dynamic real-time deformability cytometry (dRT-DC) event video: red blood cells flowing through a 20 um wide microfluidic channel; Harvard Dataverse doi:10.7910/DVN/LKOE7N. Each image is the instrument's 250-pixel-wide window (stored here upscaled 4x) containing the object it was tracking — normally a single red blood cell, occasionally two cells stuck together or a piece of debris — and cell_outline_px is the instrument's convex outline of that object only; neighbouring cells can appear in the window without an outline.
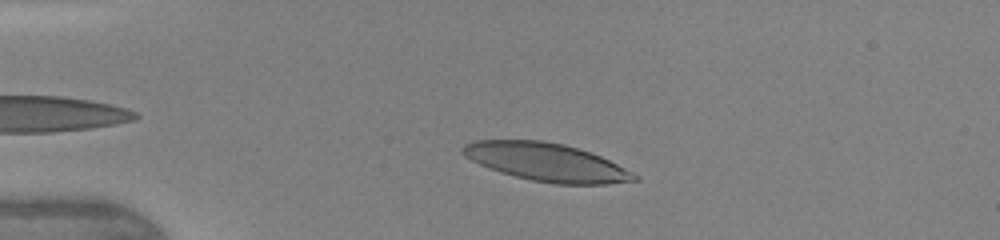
{"species": "human", "species_latin": "Homo sapiens", "temperature_condition": "warm", "stored_images_in_passage": 38, "camera_frame_rate_fps": 3000, "um_per_image_px": 0.085, "donor": {"sex": "female"}, "frame": {"image": 1, "passage_image": 7, "time_ms": 2.0, "image_size_px": [1000, 240], "cell_outline_px": [[640, 180], [608, 184], [552, 184], [532, 180], [500, 172], [488, 168], [464, 156], [460, 152], [460, 148], [464, 144], [472, 140], [540, 140], [564, 144], [600, 156], [640, 176]], "centroid_in_image_um": [46.42, 13.78], "position_along_channel_um": 38.6, "area_um2": 37.97}}
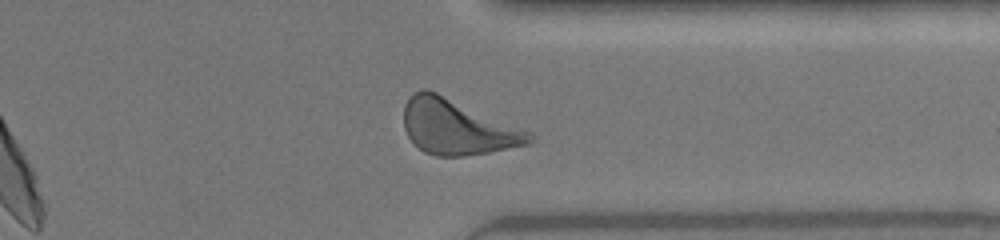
{"frame": {"image": 2, "passage_image": 33, "time_ms": 10.667, "image_size_px": [1000, 240], "cell_outline_px": [[536, 140], [532, 144], [488, 152], [464, 156], [436, 156], [424, 152], [408, 136], [404, 128], [404, 104], [408, 96], [412, 92], [420, 88], [428, 88], [532, 132], [536, 136]], "centroid_in_image_um": [38.89, 10.78], "position_along_channel_um": 372.5, "area_um2": 40.81}, "authors_computed_cell_mechanics": {"area_um2": 38.3792, "velocity_mm_per_s": 4.3342, "shape_relaxation_time_tau1_ms": 2.8858, "shape_relaxation_time_tau2_ms": 0.8498, "deformation_change_tau1": 0.1695, "deformation_change_tau2": 0.0786}}